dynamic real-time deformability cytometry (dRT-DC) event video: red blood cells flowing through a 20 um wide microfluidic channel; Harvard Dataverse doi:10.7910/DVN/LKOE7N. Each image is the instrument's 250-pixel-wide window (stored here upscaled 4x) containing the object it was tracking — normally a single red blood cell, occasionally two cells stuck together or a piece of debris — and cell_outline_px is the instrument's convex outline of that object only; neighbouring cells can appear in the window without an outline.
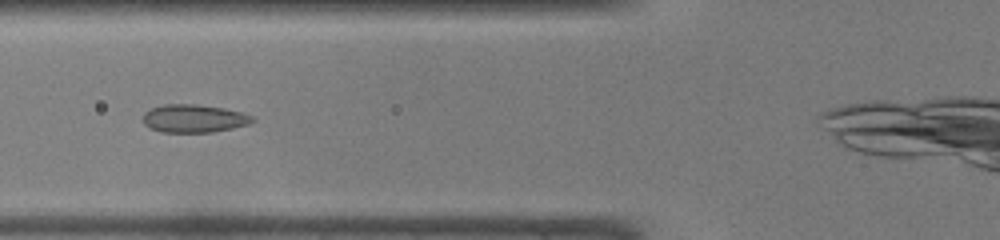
{"species": "common noctule bat (a hibernating species)", "species_latin": "Nyctalus noctula", "temperature_condition": "warm", "stored_images_in_passage": 28, "camera_frame_rate_fps": 3000, "um_per_image_px": 0.085, "animal": {"sex": "male", "body_mass_g": 19.0, "forearm_length_mm": 50.8}, "frame": {"image": 1, "passage_image": 5, "time_ms": 1.333, "image_size_px": [1000, 240], "cell_outline_px": [[256, 120], [248, 124], [232, 128], [212, 132], [160, 132], [148, 128], [144, 124], [144, 112], [152, 108], [164, 104], [196, 104], [224, 108], [244, 112], [252, 116]], "centroid_in_image_um": [16.49, 10.07], "position_along_channel_um": 109.3, "area_um2": 17.98}}
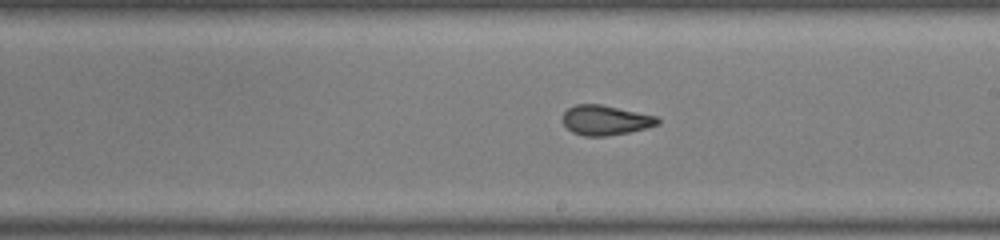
{"frame": {"image": 2, "passage_image": 14, "time_ms": 4.333, "image_size_px": [1000, 240], "cell_outline_px": [[660, 124], [628, 132], [604, 136], [584, 136], [572, 132], [564, 124], [564, 112], [568, 108], [576, 104], [600, 104], [656, 116], [660, 120]], "centroid_in_image_um": [51.46, 10.21], "position_along_channel_um": 237.5, "area_um2": 16.24}}
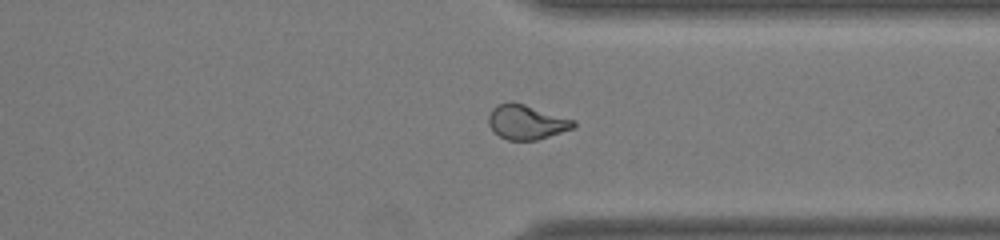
{"frame": {"image": 3, "passage_image": 23, "time_ms": 7.333, "image_size_px": [1000, 240], "cell_outline_px": [[576, 128], [536, 140], [508, 140], [500, 136], [488, 124], [488, 116], [492, 108], [496, 104], [524, 104], [576, 120]], "centroid_in_image_um": [44.8, 10.4], "position_along_channel_um": 366.6, "area_um2": 16.88}}